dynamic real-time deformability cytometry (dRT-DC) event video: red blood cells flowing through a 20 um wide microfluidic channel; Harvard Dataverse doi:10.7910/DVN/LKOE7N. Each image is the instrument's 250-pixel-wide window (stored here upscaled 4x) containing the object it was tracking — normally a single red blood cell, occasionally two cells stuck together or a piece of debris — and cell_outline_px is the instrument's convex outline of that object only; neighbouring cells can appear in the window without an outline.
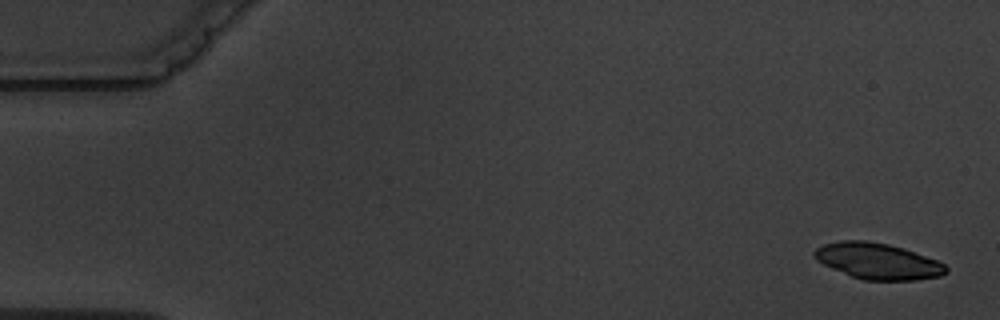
{"species": "common noctule bat (a hibernating species)", "species_latin": "Nyctalus noctula", "temperature_condition": "warm", "stored_images_in_passage": 4, "camera_frame_rate_fps": 3000, "um_per_image_px": 0.085, "animal": {"sex": "male", "body_mass_g": 19.5, "forearm_length_mm": 54.6}, "frame": {"image": 1, "passage_image": 1, "time_ms": 0.0, "image_size_px": [1000, 320], "cell_outline_px": [[948, 272], [940, 276], [916, 280], [864, 280], [852, 276], [832, 268], [816, 260], [812, 256], [812, 252], [816, 248], [824, 244], [840, 240], [868, 240], [888, 244], [904, 248], [936, 260], [944, 264], [948, 268]], "centroid_in_image_um": [74.59, 22.18], "position_along_channel_um": 10.4, "area_um2": 27.69}}